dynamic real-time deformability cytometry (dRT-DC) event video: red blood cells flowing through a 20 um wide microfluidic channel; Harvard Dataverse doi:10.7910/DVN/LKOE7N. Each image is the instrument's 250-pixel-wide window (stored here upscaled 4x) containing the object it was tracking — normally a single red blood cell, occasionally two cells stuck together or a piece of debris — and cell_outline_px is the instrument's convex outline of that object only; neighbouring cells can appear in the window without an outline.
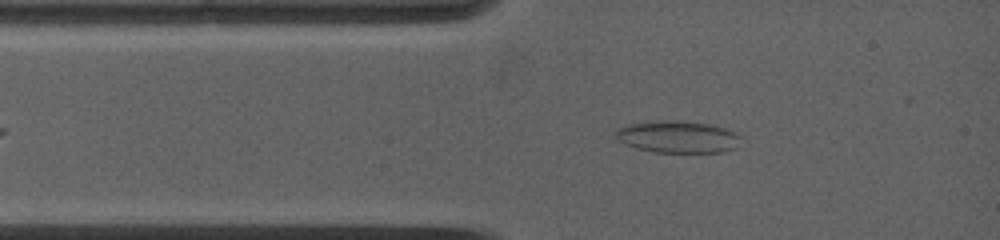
{"species": "common noctule bat (a hibernating species)", "species_latin": "Nyctalus noctula", "temperature_condition": "warm", "stored_images_in_passage": 5, "camera_frame_rate_fps": 5000, "um_per_image_px": 0.085, "animal": {"sex": "female", "body_mass_g": 19.0, "forearm_length_mm": 53.3}, "frame": {"image": 1, "passage_image": 2, "time_ms": 0.6, "image_size_px": [1000, 240], "cell_outline_px": [[740, 136], [736, 148], [720, 152], [652, 152], [636, 148], [624, 144], [616, 140], [616, 132], [624, 124], [644, 120], [684, 120], [708, 124], [724, 128]], "centroid_in_image_um": [57.51, 11.61], "position_along_channel_um": 27.5, "area_um2": 23.64}}
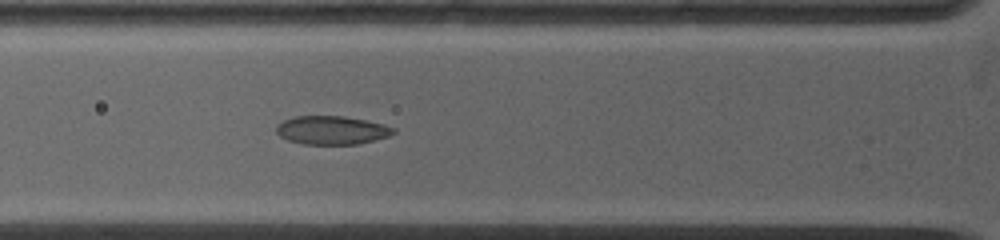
{"frame": {"image": 2, "passage_image": 5, "time_ms": 2.6, "image_size_px": [1000, 240], "cell_outline_px": [[396, 132], [388, 136], [356, 144], [304, 144], [288, 140], [280, 136], [276, 132], [276, 128], [284, 120], [296, 116], [344, 116], [384, 124], [396, 128]], "centroid_in_image_um": [28.21, 11.06], "position_along_channel_um": 97.6, "area_um2": 19.25}}